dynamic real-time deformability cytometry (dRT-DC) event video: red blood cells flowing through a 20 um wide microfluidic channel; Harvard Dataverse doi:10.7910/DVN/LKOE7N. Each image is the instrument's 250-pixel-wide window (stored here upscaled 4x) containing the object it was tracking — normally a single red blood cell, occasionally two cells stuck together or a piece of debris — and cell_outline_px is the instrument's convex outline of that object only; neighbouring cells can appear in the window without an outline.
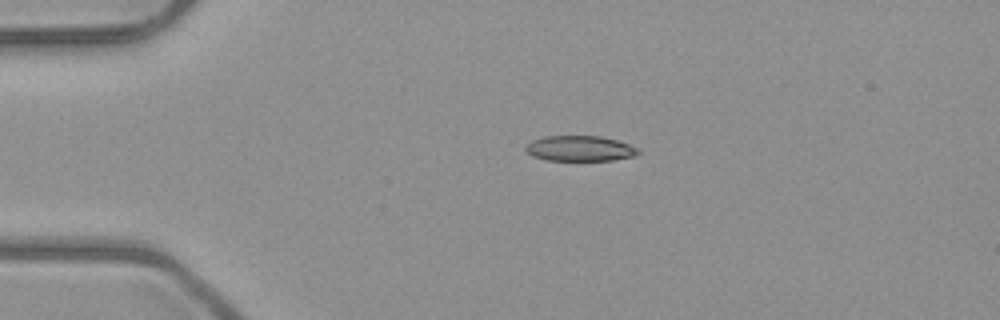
{"species": "common noctule bat (a hibernating species)", "species_latin": "Nyctalus noctula", "temperature_condition": "room temperature", "stored_images_in_passage": 3, "camera_frame_rate_fps": 3000, "um_per_image_px": 0.085, "animal": {"sex": "male", "body_mass_g": 23.1, "forearm_length_mm": 52.7}, "frame": {"image": 1, "passage_image": 2, "time_ms": 2.0, "image_size_px": [1000, 320], "cell_outline_px": [[640, 152], [636, 156], [612, 160], [548, 160], [532, 156], [524, 148], [532, 140], [544, 136], [600, 136], [616, 140], [628, 144], [636, 148]], "centroid_in_image_um": [49.28, 12.62], "position_along_channel_um": 35.7, "area_um2": 16.53}}